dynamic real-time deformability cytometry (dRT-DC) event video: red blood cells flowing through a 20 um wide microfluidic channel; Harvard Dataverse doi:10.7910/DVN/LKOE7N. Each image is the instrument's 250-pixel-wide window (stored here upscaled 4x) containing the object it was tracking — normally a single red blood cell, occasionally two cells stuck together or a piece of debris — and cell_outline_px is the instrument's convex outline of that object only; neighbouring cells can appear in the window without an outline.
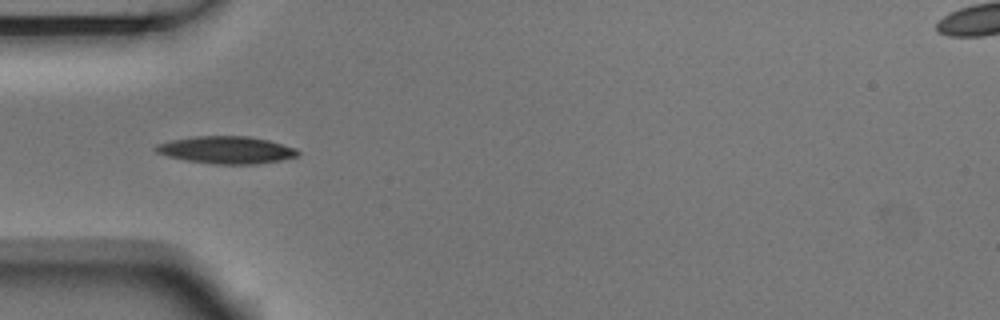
{"species": "Egyptian fruit bat (a non-hibernating species)", "species_latin": "Rousettus aegyptiacus", "temperature_condition": "room temperature", "stored_images_in_passage": 5, "camera_frame_rate_fps": 3000, "um_per_image_px": 0.085, "animal": {"sex": "male"}, "frame": {"image": 1, "passage_image": 1, "time_ms": 0.0, "image_size_px": [1000, 320], "cell_outline_px": [[300, 152], [296, 156], [280, 160], [256, 164], [212, 164], [184, 160], [168, 156], [156, 152], [152, 148], [156, 144], [172, 140], [196, 136], [248, 136], [268, 140], [296, 148]], "centroid_in_image_um": [19.21, 12.75], "position_along_channel_um": 65.8, "area_um2": 22.6}}
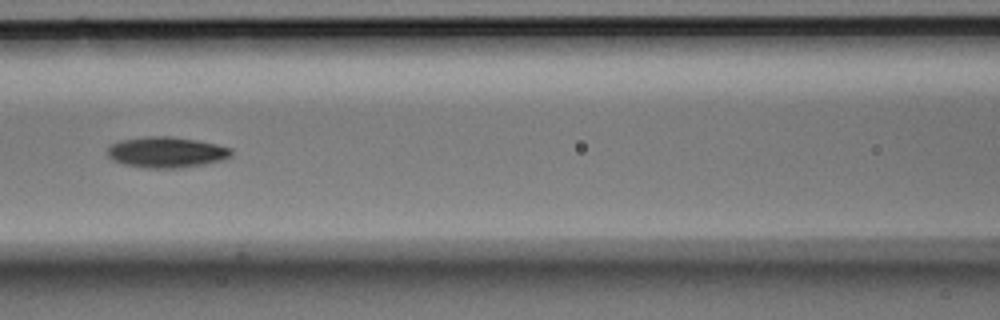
{"frame": {"image": 2, "passage_image": 3, "time_ms": 0.667, "image_size_px": [1000, 320], "cell_outline_px": [[232, 156], [224, 160], [204, 164], [180, 168], [144, 168], [124, 164], [112, 160], [108, 156], [108, 148], [112, 144], [120, 140], [144, 136], [172, 136], [196, 140], [216, 144], [232, 148]], "centroid_in_image_um": [14.16, 12.94], "position_along_channel_um": 152.4, "area_um2": 22.43}}
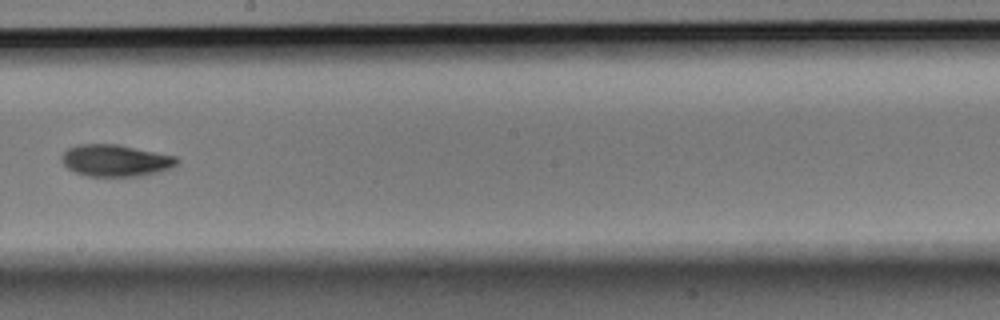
{"frame": {"image": 3, "passage_image": 5, "time_ms": 1.333, "image_size_px": [1000, 320], "cell_outline_px": [[180, 160], [172, 168], [140, 176], [88, 176], [76, 172], [68, 168], [60, 160], [60, 156], [68, 148], [76, 144], [116, 144], [176, 156]], "centroid_in_image_um": [9.8, 13.64], "position_along_channel_um": 238.4, "area_um2": 21.33}}